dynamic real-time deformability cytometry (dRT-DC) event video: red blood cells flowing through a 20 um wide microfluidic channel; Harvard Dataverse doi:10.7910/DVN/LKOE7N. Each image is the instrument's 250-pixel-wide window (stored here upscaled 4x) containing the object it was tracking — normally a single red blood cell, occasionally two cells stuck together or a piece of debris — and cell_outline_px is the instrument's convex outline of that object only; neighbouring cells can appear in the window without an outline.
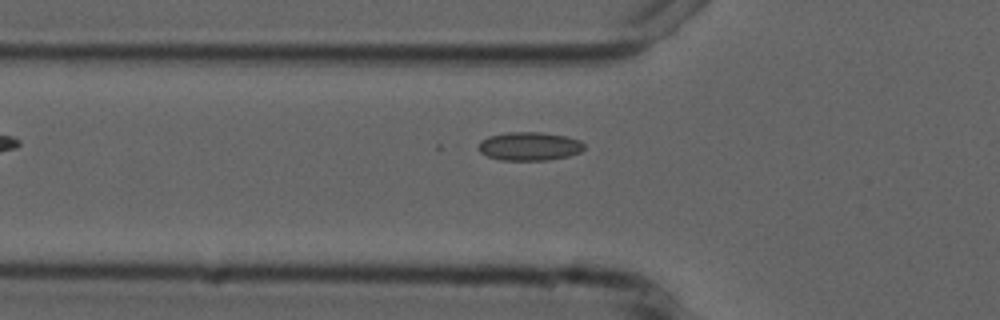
{"species": "common noctule bat (a hibernating species)", "species_latin": "Nyctalus noctula", "temperature_condition": "cold", "stored_images_in_passage": 4, "camera_frame_rate_fps": 3000, "um_per_image_px": 0.085, "animal": {"sex": "male", "forearm_length_mm": 52.5}, "frame": {"image": 1, "passage_image": 3, "time_ms": 2.333, "image_size_px": [1000, 320], "cell_outline_px": [[584, 148], [580, 152], [568, 156], [548, 160], [500, 160], [488, 156], [480, 152], [480, 140], [488, 136], [508, 132], [544, 132], [564, 136], [580, 140], [584, 144]], "centroid_in_image_um": [45.01, 12.43], "position_along_channel_um": 80.8, "area_um2": 17.51}}
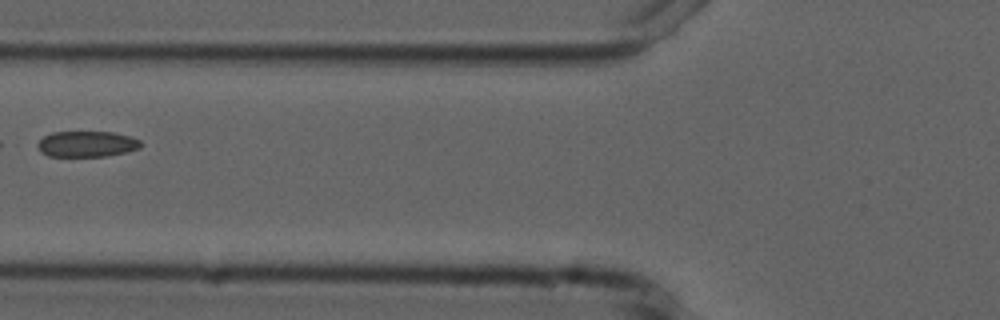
{"frame": {"image": 2, "passage_image": 4, "time_ms": 3.333, "image_size_px": [1000, 320], "cell_outline_px": [[144, 144], [140, 148], [128, 152], [108, 156], [48, 156], [40, 152], [36, 144], [44, 136], [52, 132], [112, 132], [132, 136], [140, 140]], "centroid_in_image_um": [7.42, 12.24], "position_along_channel_um": 118.4, "area_um2": 15.78}}